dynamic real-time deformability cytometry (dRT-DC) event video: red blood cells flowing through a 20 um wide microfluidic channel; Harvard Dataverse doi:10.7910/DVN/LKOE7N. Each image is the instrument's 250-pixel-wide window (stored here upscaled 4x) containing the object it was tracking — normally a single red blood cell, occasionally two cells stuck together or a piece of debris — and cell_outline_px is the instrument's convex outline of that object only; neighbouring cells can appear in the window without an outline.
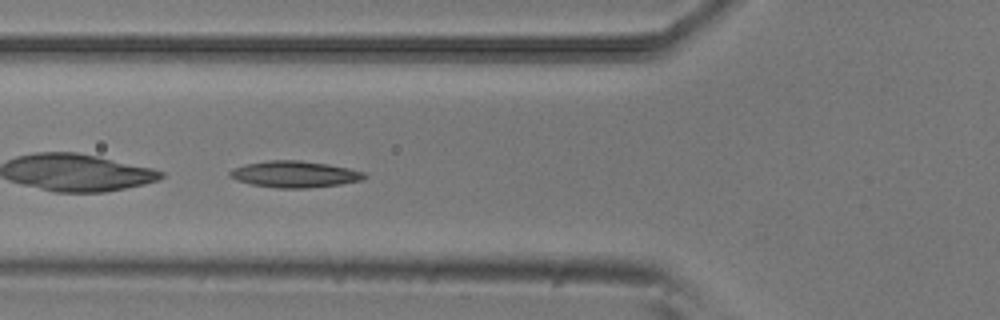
{"species": "common noctule bat (a hibernating species)", "species_latin": "Nyctalus noctula", "temperature_condition": "room temperature", "stored_images_in_passage": 52, "camera_frame_rate_fps": 3000, "um_per_image_px": 0.085, "animal": {"sex": "male", "body_mass_g": 20.5, "forearm_length_mm": 52.5}, "frame": {"image": 1, "passage_image": 19, "time_ms": 6.0, "image_size_px": [1000, 320], "cell_outline_px": [[368, 176], [364, 180], [340, 184], [308, 188], [276, 188], [252, 184], [236, 180], [228, 176], [228, 172], [236, 168], [248, 164], [268, 160], [300, 160], [328, 164], [348, 168], [364, 172]], "centroid_in_image_um": [25.08, 14.81], "position_along_channel_um": 100.7, "area_um2": 20.69}}
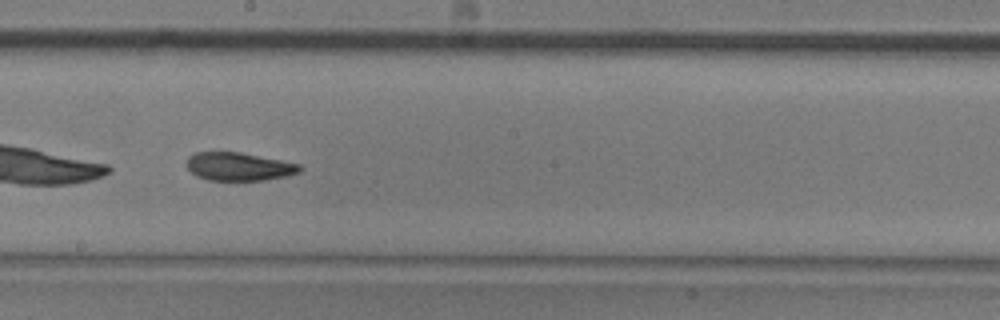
{"frame": {"image": 2, "passage_image": 29, "time_ms": 9.333, "image_size_px": [1000, 320], "cell_outline_px": [[304, 168], [300, 172], [288, 176], [264, 180], [208, 180], [196, 176], [188, 168], [188, 156], [196, 152], [240, 152], [300, 164]], "centroid_in_image_um": [20.34, 14.16], "position_along_channel_um": 227.9, "area_um2": 18.55}}
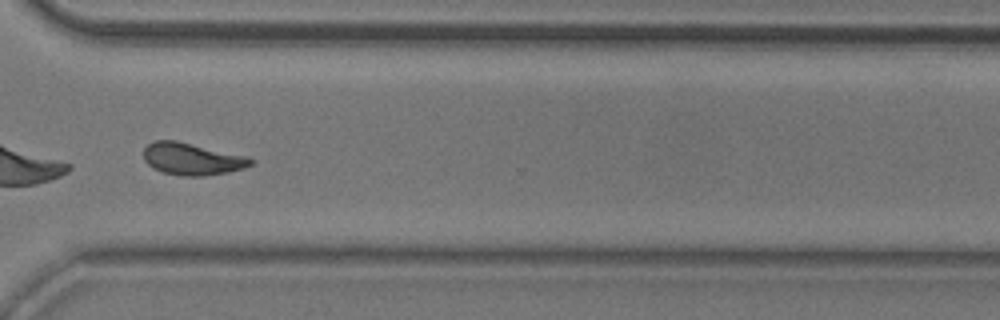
{"frame": {"image": 3, "passage_image": 39, "time_ms": 12.667, "image_size_px": [1000, 320], "cell_outline_px": [[252, 164], [244, 168], [228, 172], [204, 176], [180, 176], [160, 172], [152, 168], [144, 160], [144, 148], [148, 144], [156, 140], [176, 140], [248, 156], [252, 160]], "centroid_in_image_um": [16.3, 13.51], "position_along_channel_um": 354.3, "area_um2": 20.17}, "authors_computed_cell_mechanics": {"area_um2": 19.5942, "velocity_mm_per_s": 3.8022, "shape_relaxation_time_tau1_ms": 4.9207, "shape_relaxation_time_tau2_ms": 3.0098, "deformation_change_tau1": 0.1693, "deformation_change_tau2": 0.098}}